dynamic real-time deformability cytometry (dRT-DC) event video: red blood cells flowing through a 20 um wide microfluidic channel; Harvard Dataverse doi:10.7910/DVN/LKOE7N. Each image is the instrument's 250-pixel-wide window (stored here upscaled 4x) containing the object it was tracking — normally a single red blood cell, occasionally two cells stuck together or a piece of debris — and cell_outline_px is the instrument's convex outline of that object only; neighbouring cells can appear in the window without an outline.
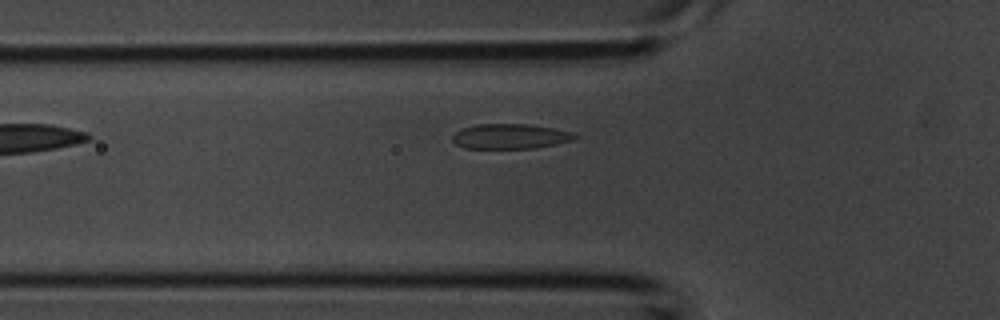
{"species": "common noctule bat (a hibernating species)", "species_latin": "Nyctalus noctula", "temperature_condition": "room temperature", "stored_images_in_passage": 4, "segment_of_instrument_passage": [1, 2], "camera_frame_rate_fps": 3000, "um_per_image_px": 0.085, "animal": {"sex": "male", "body_mass_g": 20.1, "forearm_length_mm": 53.5}, "frame": {"image": 1, "passage_image": 3, "time_ms": 0.667, "image_size_px": [1000, 320], "cell_outline_px": [[580, 136], [572, 140], [556, 144], [532, 148], [464, 148], [456, 144], [452, 140], [452, 136], [456, 132], [464, 128], [476, 124], [528, 124], [552, 128], [572, 132]], "centroid_in_image_um": [43.37, 11.59], "position_along_channel_um": 82.4, "area_um2": 17.69}}